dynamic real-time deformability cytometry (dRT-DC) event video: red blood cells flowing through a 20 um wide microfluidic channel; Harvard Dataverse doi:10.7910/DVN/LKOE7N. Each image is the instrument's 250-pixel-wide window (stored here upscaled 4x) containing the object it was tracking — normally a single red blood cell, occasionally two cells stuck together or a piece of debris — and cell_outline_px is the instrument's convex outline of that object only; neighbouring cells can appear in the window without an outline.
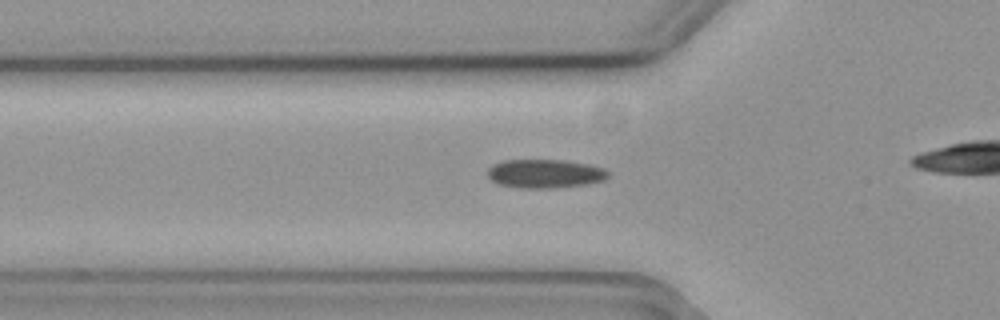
{"species": "common noctule bat (a hibernating species)", "species_latin": "Nyctalus noctula", "temperature_condition": "cold", "stored_images_in_passage": 36, "camera_frame_rate_fps": 3000, "um_per_image_px": 0.085, "animal": {"sex": "female", "body_mass_g": 19.3, "forearm_length_mm": 54.1}, "frame": {"image": 1, "passage_image": 9, "time_ms": 2.667, "image_size_px": [1000, 320], "cell_outline_px": [[608, 176], [604, 180], [588, 184], [556, 188], [520, 188], [496, 184], [488, 176], [488, 168], [492, 164], [504, 160], [564, 160], [588, 164], [604, 168], [608, 172]], "centroid_in_image_um": [46.31, 14.76], "position_along_channel_um": 79.5, "area_um2": 20.35}}
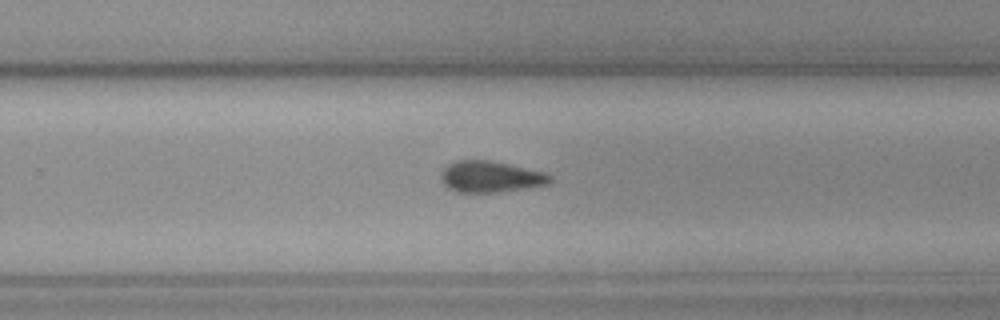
{"frame": {"image": 2, "passage_image": 26, "time_ms": 8.333, "image_size_px": [1000, 320], "cell_outline_px": [[552, 180], [548, 184], [500, 192], [456, 192], [448, 188], [440, 180], [440, 172], [448, 164], [456, 160], [492, 160], [544, 172], [552, 176]], "centroid_in_image_um": [41.66, 15.01], "position_along_channel_um": 288.1, "area_um2": 20.0}}
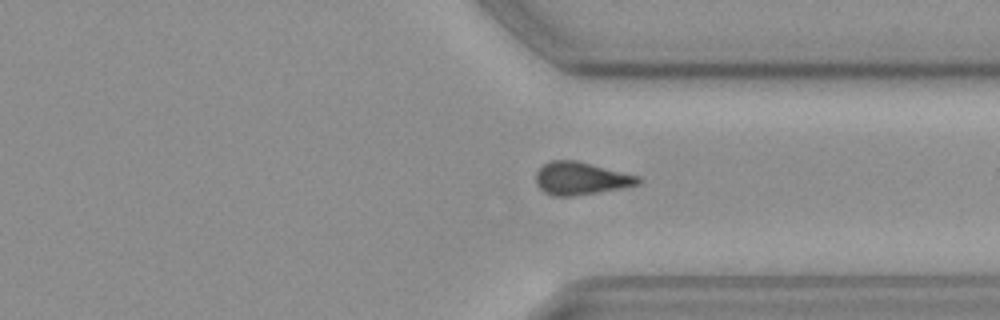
{"frame": {"image": 3, "passage_image": 32, "time_ms": 10.333, "image_size_px": [1000, 320], "cell_outline_px": [[640, 184], [620, 188], [572, 196], [552, 196], [544, 192], [536, 184], [536, 172], [548, 160], [576, 160], [640, 176]], "centroid_in_image_um": [49.35, 15.16], "position_along_channel_um": 362.1, "area_um2": 19.42}}